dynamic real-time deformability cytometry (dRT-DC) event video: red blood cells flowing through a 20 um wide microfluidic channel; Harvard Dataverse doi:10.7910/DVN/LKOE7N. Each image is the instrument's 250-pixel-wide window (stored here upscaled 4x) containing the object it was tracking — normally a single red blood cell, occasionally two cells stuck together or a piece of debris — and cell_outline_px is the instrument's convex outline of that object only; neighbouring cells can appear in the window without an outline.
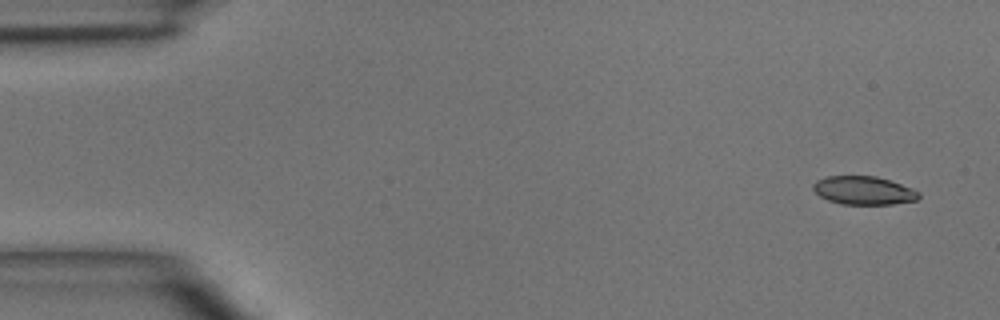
{"species": "common noctule bat (a hibernating species)", "species_latin": "Nyctalus noctula", "temperature_condition": "room temperature", "stored_images_in_passage": 4, "camera_frame_rate_fps": 3000, "um_per_image_px": 0.085, "animal": {"sex": "male", "body_mass_g": 15.6}, "frame": {"image": 1, "passage_image": 1, "time_ms": 0.0, "image_size_px": [1000, 320], "cell_outline_px": [[920, 196], [916, 200], [892, 204], [840, 204], [828, 200], [820, 196], [812, 188], [812, 184], [816, 180], [828, 176], [876, 176], [912, 188], [920, 192]], "centroid_in_image_um": [73.39, 16.19], "position_along_channel_um": 11.6, "area_um2": 17.4}}